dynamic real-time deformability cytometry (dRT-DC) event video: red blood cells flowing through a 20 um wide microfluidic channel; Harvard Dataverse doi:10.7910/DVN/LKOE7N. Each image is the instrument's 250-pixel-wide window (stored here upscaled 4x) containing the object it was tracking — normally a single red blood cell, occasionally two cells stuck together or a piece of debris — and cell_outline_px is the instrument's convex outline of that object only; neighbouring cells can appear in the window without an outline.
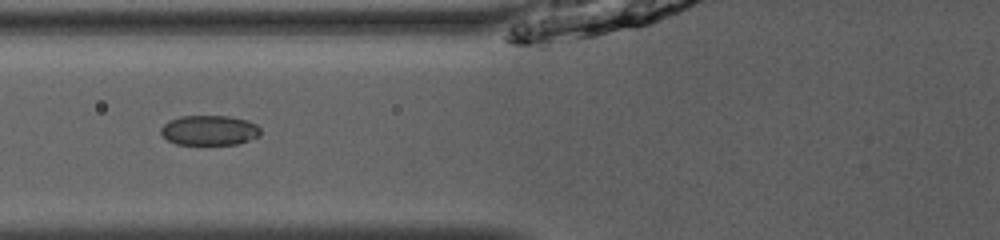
{"species": "common noctule bat (a hibernating species)", "species_latin": "Nyctalus noctula", "temperature_condition": "room temperature", "stored_images_in_passage": 11, "camera_frame_rate_fps": 3000, "um_per_image_px": 0.085, "animal": {"sex": "male", "body_mass_g": 13.0, "forearm_length_mm": 53.1}, "frame": {"image": 1, "passage_image": 5, "time_ms": 1.333, "image_size_px": [1000, 240], "cell_outline_px": [[260, 136], [236, 144], [176, 144], [168, 140], [160, 132], [160, 128], [168, 120], [180, 116], [228, 116], [248, 120], [256, 124], [260, 128]], "centroid_in_image_um": [17.79, 11.06], "position_along_channel_um": 108.0, "area_um2": 17.4}}